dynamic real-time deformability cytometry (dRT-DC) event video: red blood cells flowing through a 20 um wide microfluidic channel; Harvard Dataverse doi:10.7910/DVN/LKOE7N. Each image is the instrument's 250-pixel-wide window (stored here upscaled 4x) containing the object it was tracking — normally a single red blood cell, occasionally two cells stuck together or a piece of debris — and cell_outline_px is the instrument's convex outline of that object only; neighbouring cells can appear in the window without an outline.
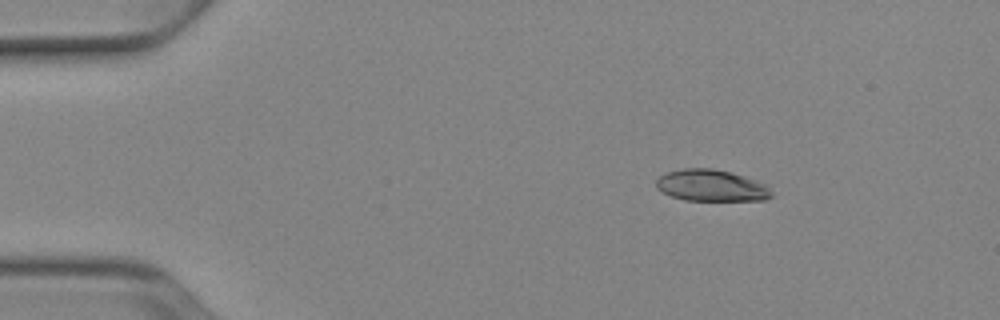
{"species": "Egyptian fruit bat (a non-hibernating species)", "species_latin": "Rousettus aegyptiacus", "temperature_condition": "cold", "stored_images_in_passage": 45, "camera_frame_rate_fps": 3000, "um_per_image_px": 0.085, "animal": {"sex": "female"}, "frame": {"image": 1, "passage_image": 1, "time_ms": 0.0, "image_size_px": [1000, 320], "cell_outline_px": [[772, 196], [764, 200], [684, 200], [672, 196], [656, 188], [656, 180], [660, 176], [668, 172], [684, 168], [712, 168], [732, 172], [756, 180], [764, 184], [772, 192]], "centroid_in_image_um": [60.46, 15.76], "position_along_channel_um": 24.5, "area_um2": 21.1}}
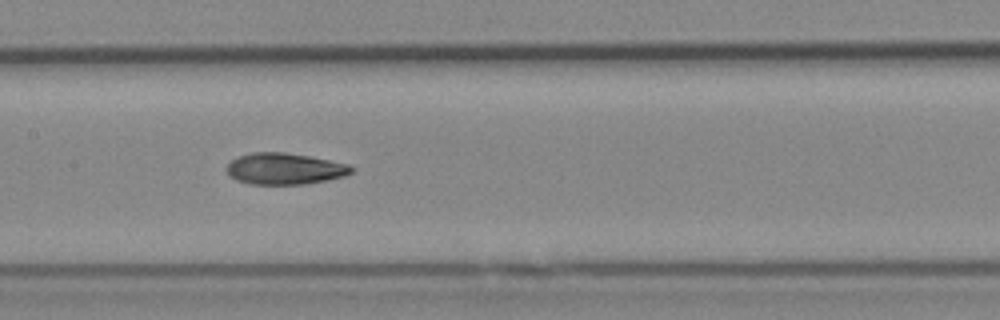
{"frame": {"image": 2, "passage_image": 19, "time_ms": 6.0, "image_size_px": [1000, 320], "cell_outline_px": [[356, 168], [352, 172], [344, 176], [328, 180], [304, 184], [248, 184], [236, 180], [228, 176], [228, 164], [236, 156], [252, 152], [284, 152], [308, 156], [348, 164]], "centroid_in_image_um": [24.18, 14.34], "position_along_channel_um": 183.2, "area_um2": 22.89}}
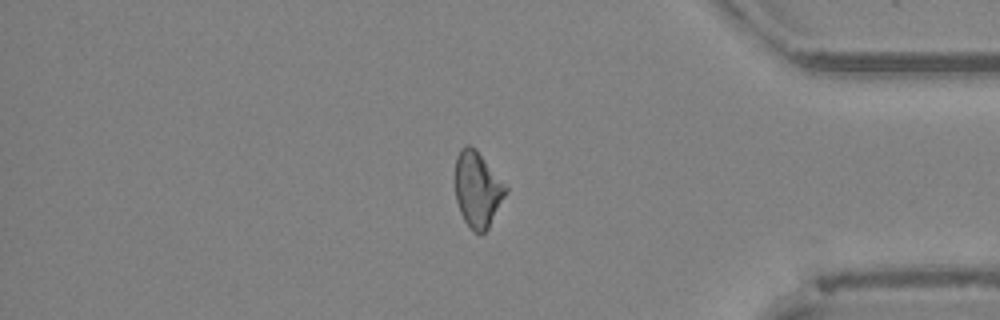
{"frame": {"image": 3, "passage_image": 37, "time_ms": 12.0, "image_size_px": [1000, 320], "cell_outline_px": [[508, 192], [488, 228], [484, 232], [472, 232], [464, 220], [460, 212], [456, 200], [456, 156], [460, 148], [464, 144], [468, 144], [476, 148], [508, 188]], "centroid_in_image_um": [40.59, 16.08], "position_along_channel_um": 394.6, "area_um2": 22.31}, "authors_computed_cell_mechanics": {"area_um2": 22.831, "velocity_mm_per_s": 3.9318, "shape_relaxation_time_tau1_ms": 10.4183, "shape_relaxation_time_tau2_ms": 2.9583, "deformation_change_tau1": 0.2119, "deformation_change_tau2": 0.0952}}